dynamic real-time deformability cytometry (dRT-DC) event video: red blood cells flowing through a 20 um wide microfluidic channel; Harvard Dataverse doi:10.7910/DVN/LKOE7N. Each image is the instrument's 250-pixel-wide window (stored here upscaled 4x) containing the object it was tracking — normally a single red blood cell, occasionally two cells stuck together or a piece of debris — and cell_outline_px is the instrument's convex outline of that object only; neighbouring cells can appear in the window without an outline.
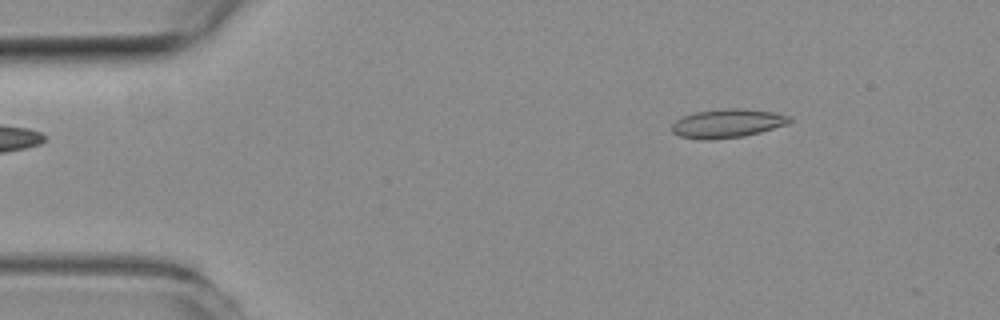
{"species": "common noctule bat (a hibernating species)", "species_latin": "Nyctalus noctula", "temperature_condition": "room temperature", "stored_images_in_passage": 3, "camera_frame_rate_fps": 3000, "um_per_image_px": 0.085, "animal": {"sex": "female", "body_mass_g": 19.3, "forearm_length_mm": 54.1}, "frame": {"image": 1, "passage_image": 1, "time_ms": 0.0, "image_size_px": [1000, 320], "cell_outline_px": [[792, 120], [788, 124], [760, 132], [744, 136], [712, 140], [704, 140], [680, 136], [672, 132], [672, 124], [676, 120], [684, 116], [696, 112], [724, 108], [744, 108], [772, 112], [792, 116]], "centroid_in_image_um": [61.85, 10.48], "position_along_channel_um": 23.2, "area_um2": 19.77}}